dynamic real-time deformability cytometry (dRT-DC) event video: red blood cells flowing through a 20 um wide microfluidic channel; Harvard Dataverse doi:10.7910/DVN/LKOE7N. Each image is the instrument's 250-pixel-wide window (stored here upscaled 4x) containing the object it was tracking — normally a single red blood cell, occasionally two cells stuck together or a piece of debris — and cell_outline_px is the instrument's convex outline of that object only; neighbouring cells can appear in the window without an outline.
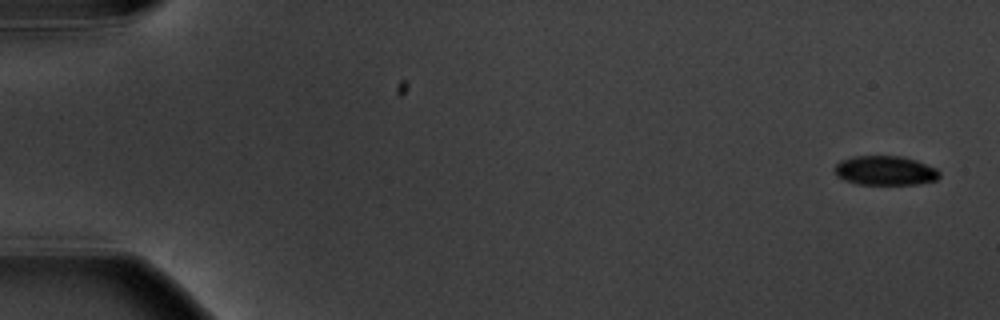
{"species": "common noctule bat (a hibernating species)", "species_latin": "Nyctalus noctula", "temperature_condition": "warm", "stored_images_in_passage": 6, "camera_frame_rate_fps": 3000, "um_per_image_px": 0.085, "animal": {"sex": "male", "body_mass_g": 20.1, "forearm_length_mm": 53.5}, "frame": {"image": 1, "passage_image": 1, "time_ms": 0.0, "image_size_px": [1000, 320], "cell_outline_px": [[940, 176], [936, 180], [916, 184], [856, 184], [844, 180], [836, 176], [836, 164], [840, 160], [856, 156], [900, 156], [916, 160], [936, 168], [940, 172]], "centroid_in_image_um": [75.24, 14.5], "position_along_channel_um": 9.8, "area_um2": 17.86}}